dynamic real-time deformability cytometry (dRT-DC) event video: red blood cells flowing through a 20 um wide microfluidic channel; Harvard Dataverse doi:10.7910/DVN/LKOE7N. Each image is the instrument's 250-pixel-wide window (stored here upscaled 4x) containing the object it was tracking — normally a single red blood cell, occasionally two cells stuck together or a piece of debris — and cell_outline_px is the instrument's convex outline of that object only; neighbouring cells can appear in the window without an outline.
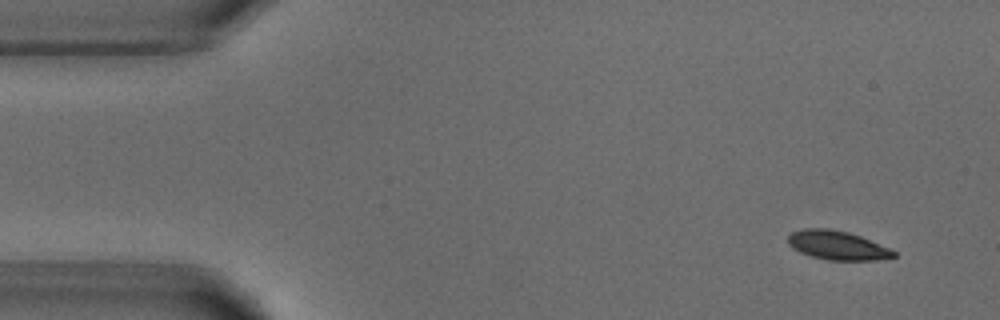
{"species": "common noctule bat (a hibernating species)", "species_latin": "Nyctalus noctula", "temperature_condition": "warm", "stored_images_in_passage": 5, "segment_of_instrument_passage": [1, 2], "camera_frame_rate_fps": 3000, "um_per_image_px": 0.085, "animal": {"sex": "male", "body_mass_g": 18.8}, "frame": {"image": 1, "passage_image": 1, "time_ms": 0.0, "image_size_px": [1000, 320], "cell_outline_px": [[896, 256], [876, 260], [828, 260], [812, 256], [800, 252], [792, 248], [788, 244], [788, 236], [792, 232], [804, 228], [828, 228], [848, 232], [860, 236], [888, 248], [896, 252]], "centroid_in_image_um": [71.14, 20.85], "position_along_channel_um": 13.9, "area_um2": 17.69}}
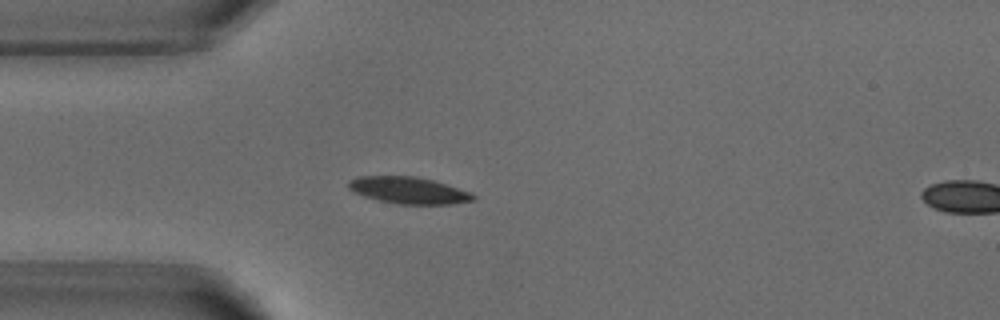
{"frame": {"image": 2, "passage_image": 4, "time_ms": 3.333, "image_size_px": [1000, 320], "cell_outline_px": [[476, 200], [452, 204], [400, 204], [380, 200], [364, 196], [348, 188], [348, 180], [356, 176], [416, 176], [432, 180], [468, 192], [476, 196]], "centroid_in_image_um": [34.7, 16.17], "position_along_channel_um": 50.3, "area_um2": 19.19}}